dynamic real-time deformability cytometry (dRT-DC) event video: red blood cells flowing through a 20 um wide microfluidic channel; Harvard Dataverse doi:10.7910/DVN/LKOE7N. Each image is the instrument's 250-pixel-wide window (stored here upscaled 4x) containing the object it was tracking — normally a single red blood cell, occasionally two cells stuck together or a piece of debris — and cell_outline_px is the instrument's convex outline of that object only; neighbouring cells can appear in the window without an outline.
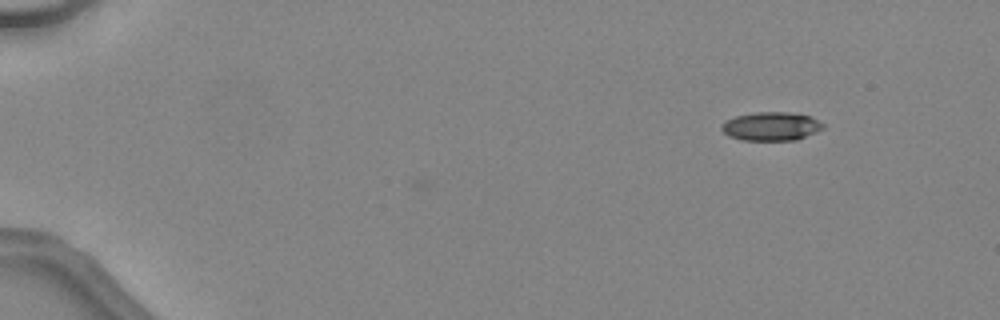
{"species": "common noctule bat (a hibernating species)", "species_latin": "Nyctalus noctula", "temperature_condition": "warm", "stored_images_in_passage": 3, "camera_frame_rate_fps": 3000, "um_per_image_px": 0.085, "animal": {"sex": "female", "body_mass_g": 24.6, "forearm_length_mm": 56.2}, "frame": {"image": 1, "passage_image": 1, "time_ms": 0.0, "image_size_px": [1000, 320], "cell_outline_px": [[824, 128], [816, 132], [796, 140], [740, 140], [728, 136], [720, 128], [720, 124], [724, 120], [736, 116], [756, 112], [788, 112], [808, 116], [824, 124]], "centroid_in_image_um": [65.49, 10.74], "position_along_channel_um": 19.5, "area_um2": 16.94}}